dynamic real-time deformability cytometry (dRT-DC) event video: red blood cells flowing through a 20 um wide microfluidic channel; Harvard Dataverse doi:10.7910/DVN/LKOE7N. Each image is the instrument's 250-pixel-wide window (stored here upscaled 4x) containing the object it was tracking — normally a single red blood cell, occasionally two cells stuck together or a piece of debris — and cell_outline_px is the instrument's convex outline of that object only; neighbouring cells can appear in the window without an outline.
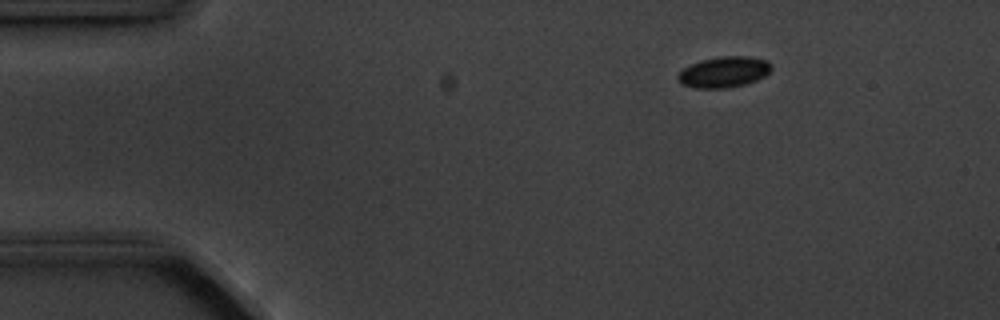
{"species": "common noctule bat (a hibernating species)", "species_latin": "Nyctalus noctula", "temperature_condition": "cold", "stored_images_in_passage": 8, "camera_frame_rate_fps": 3000, "um_per_image_px": 0.085, "animal": {"sex": "male", "body_mass_g": 20.1, "forearm_length_mm": 53.5}, "frame": {"image": 1, "passage_image": 1, "time_ms": 0.0, "image_size_px": [1000, 320], "cell_outline_px": [[772, 68], [764, 76], [756, 80], [744, 84], [728, 88], [696, 88], [684, 84], [676, 76], [684, 68], [700, 60], [720, 56], [748, 56], [768, 60], [772, 64]], "centroid_in_image_um": [61.57, 6.11], "position_along_channel_um": 23.4, "area_um2": 16.7}}
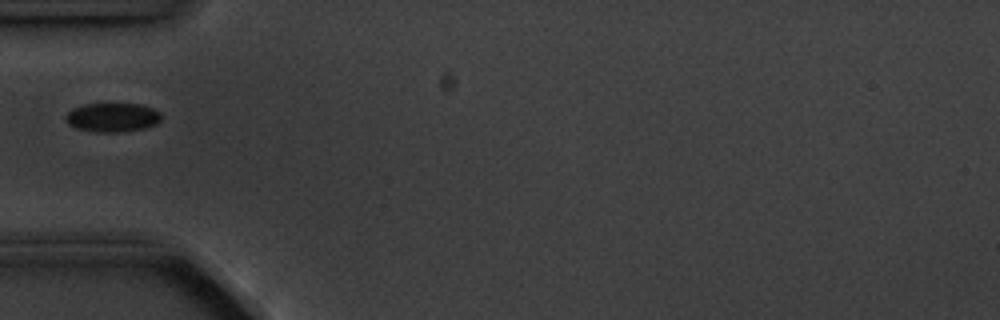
{"frame": {"image": 2, "passage_image": 4, "time_ms": 3.333, "image_size_px": [1000, 320], "cell_outline_px": [[160, 120], [156, 124], [144, 128], [124, 132], [92, 132], [76, 128], [68, 124], [64, 116], [72, 108], [84, 104], [140, 104], [152, 108], [160, 112]], "centroid_in_image_um": [9.53, 9.98], "position_along_channel_um": 75.5, "area_um2": 16.24}}
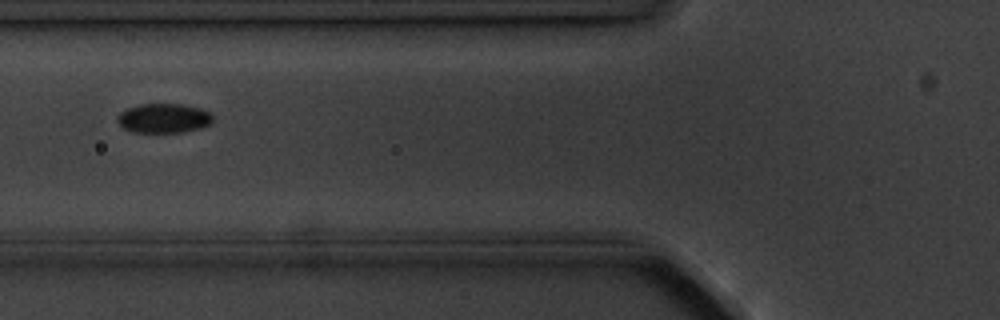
{"frame": {"image": 3, "passage_image": 5, "time_ms": 4.333, "image_size_px": [1000, 320], "cell_outline_px": [[216, 116], [212, 124], [200, 128], [184, 132], [132, 132], [124, 128], [116, 120], [116, 116], [120, 112], [128, 108], [140, 104], [180, 104], [200, 108], [212, 112]], "centroid_in_image_um": [13.97, 10.05], "position_along_channel_um": 111.8, "area_um2": 16.65}}